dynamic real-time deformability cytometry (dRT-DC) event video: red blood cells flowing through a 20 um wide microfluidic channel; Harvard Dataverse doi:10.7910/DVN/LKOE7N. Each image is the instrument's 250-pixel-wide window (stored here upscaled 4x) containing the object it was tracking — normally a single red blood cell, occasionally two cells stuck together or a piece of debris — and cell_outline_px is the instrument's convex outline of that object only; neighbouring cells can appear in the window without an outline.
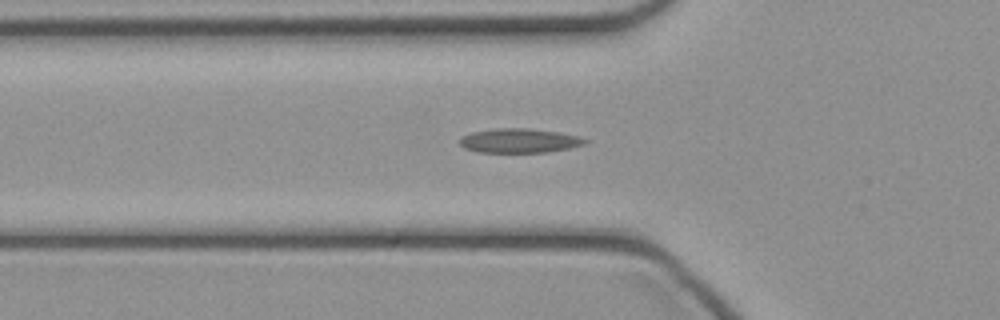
{"species": "common noctule bat (a hibernating species)", "species_latin": "Nyctalus noctula", "temperature_condition": "cold", "stored_images_in_passage": 34, "camera_frame_rate_fps": 3000, "um_per_image_px": 0.085, "animal": {"sex": "female", "body_mass_g": 21.9}, "frame": {"image": 1, "passage_image": 3, "time_ms": 0.667, "image_size_px": [1000, 320], "cell_outline_px": [[588, 140], [584, 144], [568, 148], [548, 152], [476, 152], [464, 148], [460, 144], [460, 136], [472, 132], [496, 128], [528, 128], [560, 132], [580, 136]], "centroid_in_image_um": [44.13, 11.95], "position_along_channel_um": 81.7, "area_um2": 17.8}}
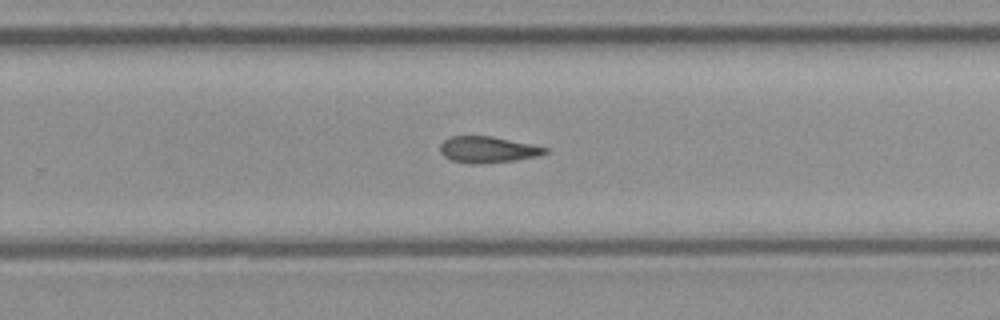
{"frame": {"image": 2, "passage_image": 17, "time_ms": 5.333, "image_size_px": [1000, 320], "cell_outline_px": [[548, 152], [536, 156], [516, 160], [480, 164], [472, 164], [452, 160], [444, 156], [440, 152], [440, 144], [448, 136], [492, 136], [532, 144], [548, 148]], "centroid_in_image_um": [41.44, 12.71], "position_along_channel_um": 288.4, "area_um2": 16.13}}
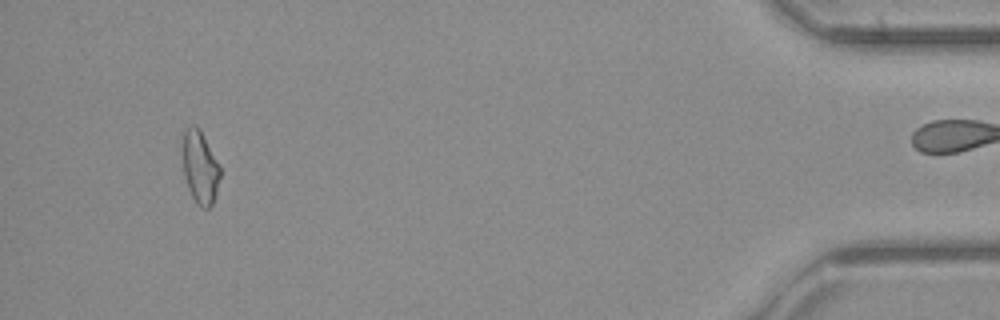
{"frame": {"image": 3, "passage_image": 31, "time_ms": 10.0, "image_size_px": [1000, 320], "cell_outline_px": [[220, 176], [216, 196], [212, 204], [208, 208], [200, 208], [196, 204], [188, 188], [184, 176], [184, 132], [192, 124], [196, 124], [200, 128], [220, 164]], "centroid_in_image_um": [17.04, 14.24], "position_along_channel_um": 418.2, "area_um2": 15.95}}